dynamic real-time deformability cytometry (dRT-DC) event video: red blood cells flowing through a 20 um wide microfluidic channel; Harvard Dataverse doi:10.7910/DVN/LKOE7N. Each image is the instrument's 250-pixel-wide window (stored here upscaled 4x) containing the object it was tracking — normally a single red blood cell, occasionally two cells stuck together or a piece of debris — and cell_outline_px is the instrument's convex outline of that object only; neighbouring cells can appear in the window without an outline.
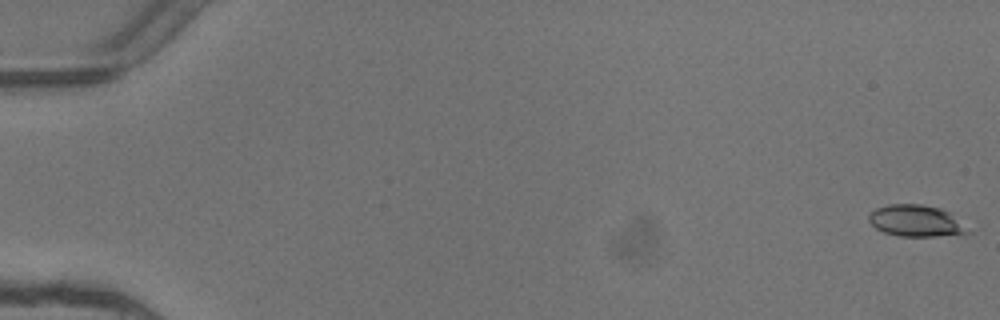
{"species": "common noctule bat (a hibernating species)", "species_latin": "Nyctalus noctula", "temperature_condition": "warm", "stored_images_in_passage": 5, "camera_frame_rate_fps": 3000, "um_per_image_px": 0.085, "animal": {"sex": "female"}, "frame": {"image": 1, "passage_image": 1, "time_ms": 0.0, "image_size_px": [1000, 320], "cell_outline_px": [[972, 232], [936, 236], [900, 236], [884, 232], [876, 228], [868, 220], [868, 216], [876, 208], [888, 204], [920, 204], [940, 208], [952, 212]], "centroid_in_image_um": [77.88, 18.76], "position_along_channel_um": 7.1, "area_um2": 18.21}}
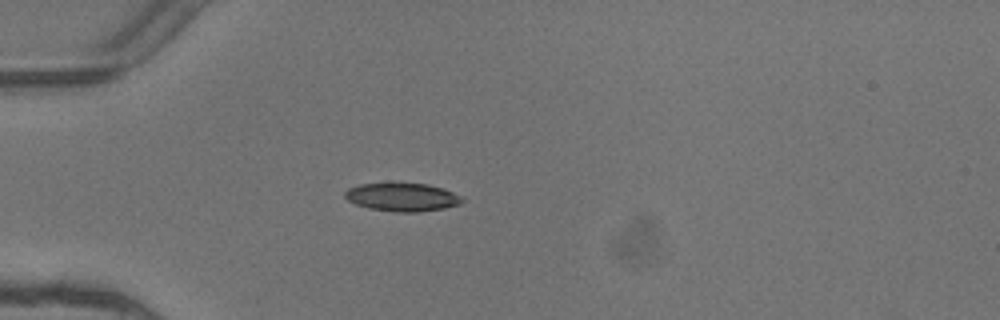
{"frame": {"image": 2, "passage_image": 5, "time_ms": 1.333, "image_size_px": [1000, 320], "cell_outline_px": [[464, 200], [460, 204], [444, 208], [420, 212], [396, 212], [368, 208], [356, 204], [348, 200], [344, 196], [344, 192], [348, 188], [360, 184], [428, 184], [444, 188], [460, 196]], "centroid_in_image_um": [34.19, 16.77], "position_along_channel_um": 50.8, "area_um2": 19.13}}